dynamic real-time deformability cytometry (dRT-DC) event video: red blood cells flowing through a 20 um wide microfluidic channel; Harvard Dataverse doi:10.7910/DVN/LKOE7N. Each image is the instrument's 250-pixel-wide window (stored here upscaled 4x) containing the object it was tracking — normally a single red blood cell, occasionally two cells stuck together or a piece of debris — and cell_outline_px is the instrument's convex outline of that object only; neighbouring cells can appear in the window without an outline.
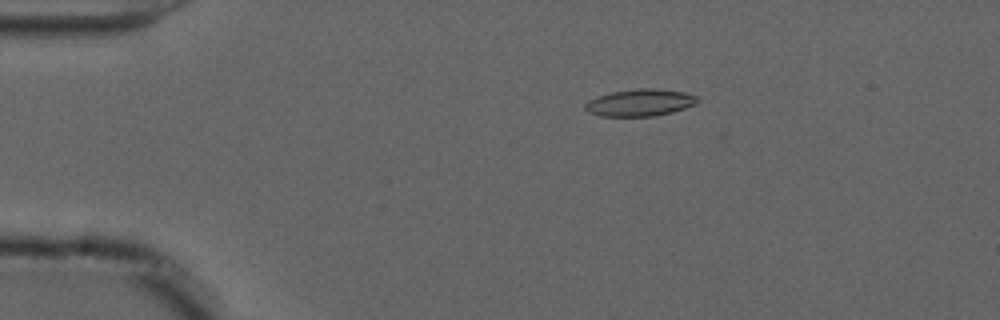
{"species": "common noctule bat (a hibernating species)", "species_latin": "Nyctalus noctula", "temperature_condition": "cold", "stored_images_in_passage": 18, "camera_frame_rate_fps": 3000, "um_per_image_px": 0.085, "animal": {"sex": "male", "forearm_length_mm": 52.5}, "frame": {"image": 1, "passage_image": 11, "time_ms": 3.333, "image_size_px": [1000, 320], "cell_outline_px": [[700, 100], [696, 104], [672, 112], [656, 116], [600, 116], [588, 112], [584, 108], [584, 104], [588, 100], [596, 96], [612, 92], [636, 88], [652, 88], [684, 92], [696, 96]], "centroid_in_image_um": [54.38, 8.72], "position_along_channel_um": 30.6, "area_um2": 17.8}}